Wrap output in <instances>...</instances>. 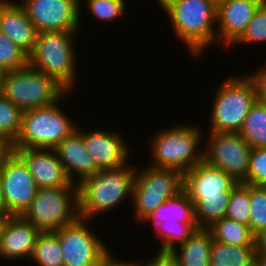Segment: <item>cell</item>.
I'll return each mask as SVG.
<instances>
[{
  "label": "cell",
  "mask_w": 266,
  "mask_h": 266,
  "mask_svg": "<svg viewBox=\"0 0 266 266\" xmlns=\"http://www.w3.org/2000/svg\"><path fill=\"white\" fill-rule=\"evenodd\" d=\"M167 13L176 38L199 58L217 42V0H157ZM195 56V57H194Z\"/></svg>",
  "instance_id": "6da1fadb"
},
{
  "label": "cell",
  "mask_w": 266,
  "mask_h": 266,
  "mask_svg": "<svg viewBox=\"0 0 266 266\" xmlns=\"http://www.w3.org/2000/svg\"><path fill=\"white\" fill-rule=\"evenodd\" d=\"M136 169L127 164L114 170H99L82 180L78 184L79 216L91 221L132 198Z\"/></svg>",
  "instance_id": "7a4b0ae2"
},
{
  "label": "cell",
  "mask_w": 266,
  "mask_h": 266,
  "mask_svg": "<svg viewBox=\"0 0 266 266\" xmlns=\"http://www.w3.org/2000/svg\"><path fill=\"white\" fill-rule=\"evenodd\" d=\"M78 31L38 33L28 64L55 79L68 92L75 91L78 81L74 38Z\"/></svg>",
  "instance_id": "3957f363"
},
{
  "label": "cell",
  "mask_w": 266,
  "mask_h": 266,
  "mask_svg": "<svg viewBox=\"0 0 266 266\" xmlns=\"http://www.w3.org/2000/svg\"><path fill=\"white\" fill-rule=\"evenodd\" d=\"M156 132L149 142L154 160L151 166L174 169L184 174L203 160V149L200 148L203 133L199 126L176 124Z\"/></svg>",
  "instance_id": "277c9868"
},
{
  "label": "cell",
  "mask_w": 266,
  "mask_h": 266,
  "mask_svg": "<svg viewBox=\"0 0 266 266\" xmlns=\"http://www.w3.org/2000/svg\"><path fill=\"white\" fill-rule=\"evenodd\" d=\"M70 93L67 92L52 105L23 112L21 130L12 148L54 149L70 136L77 129V124L59 107V102L69 97Z\"/></svg>",
  "instance_id": "5b68a950"
},
{
  "label": "cell",
  "mask_w": 266,
  "mask_h": 266,
  "mask_svg": "<svg viewBox=\"0 0 266 266\" xmlns=\"http://www.w3.org/2000/svg\"><path fill=\"white\" fill-rule=\"evenodd\" d=\"M216 90L212 100L209 132L239 133L252 105L257 100L254 81L249 75L231 76Z\"/></svg>",
  "instance_id": "8992f818"
},
{
  "label": "cell",
  "mask_w": 266,
  "mask_h": 266,
  "mask_svg": "<svg viewBox=\"0 0 266 266\" xmlns=\"http://www.w3.org/2000/svg\"><path fill=\"white\" fill-rule=\"evenodd\" d=\"M68 91L29 64L5 72L2 94L23 112L56 103Z\"/></svg>",
  "instance_id": "52a82bcc"
},
{
  "label": "cell",
  "mask_w": 266,
  "mask_h": 266,
  "mask_svg": "<svg viewBox=\"0 0 266 266\" xmlns=\"http://www.w3.org/2000/svg\"><path fill=\"white\" fill-rule=\"evenodd\" d=\"M21 216L40 232H55L73 223L80 217L78 184L39 188Z\"/></svg>",
  "instance_id": "ba28073f"
},
{
  "label": "cell",
  "mask_w": 266,
  "mask_h": 266,
  "mask_svg": "<svg viewBox=\"0 0 266 266\" xmlns=\"http://www.w3.org/2000/svg\"><path fill=\"white\" fill-rule=\"evenodd\" d=\"M149 223L161 241L158 252H171L199 229L194 204L182 190L166 200L143 223Z\"/></svg>",
  "instance_id": "9c48e42d"
},
{
  "label": "cell",
  "mask_w": 266,
  "mask_h": 266,
  "mask_svg": "<svg viewBox=\"0 0 266 266\" xmlns=\"http://www.w3.org/2000/svg\"><path fill=\"white\" fill-rule=\"evenodd\" d=\"M182 190L183 174L178 170L151 165L139 173L136 170L130 199L135 206L132 208L134 218L138 223H143L166 200Z\"/></svg>",
  "instance_id": "30bf717a"
},
{
  "label": "cell",
  "mask_w": 266,
  "mask_h": 266,
  "mask_svg": "<svg viewBox=\"0 0 266 266\" xmlns=\"http://www.w3.org/2000/svg\"><path fill=\"white\" fill-rule=\"evenodd\" d=\"M0 179L7 213L22 215L39 188L24 161L13 150L5 151L0 157Z\"/></svg>",
  "instance_id": "8fae6325"
},
{
  "label": "cell",
  "mask_w": 266,
  "mask_h": 266,
  "mask_svg": "<svg viewBox=\"0 0 266 266\" xmlns=\"http://www.w3.org/2000/svg\"><path fill=\"white\" fill-rule=\"evenodd\" d=\"M203 160L218 167L239 183L247 178L252 147L239 133L209 132Z\"/></svg>",
  "instance_id": "7c38bea8"
},
{
  "label": "cell",
  "mask_w": 266,
  "mask_h": 266,
  "mask_svg": "<svg viewBox=\"0 0 266 266\" xmlns=\"http://www.w3.org/2000/svg\"><path fill=\"white\" fill-rule=\"evenodd\" d=\"M89 220L79 217L71 224L55 231L61 246L63 266H95L109 249L87 225Z\"/></svg>",
  "instance_id": "4fadbf2b"
},
{
  "label": "cell",
  "mask_w": 266,
  "mask_h": 266,
  "mask_svg": "<svg viewBox=\"0 0 266 266\" xmlns=\"http://www.w3.org/2000/svg\"><path fill=\"white\" fill-rule=\"evenodd\" d=\"M19 3L38 33L81 28L80 0H19Z\"/></svg>",
  "instance_id": "5bb4252c"
},
{
  "label": "cell",
  "mask_w": 266,
  "mask_h": 266,
  "mask_svg": "<svg viewBox=\"0 0 266 266\" xmlns=\"http://www.w3.org/2000/svg\"><path fill=\"white\" fill-rule=\"evenodd\" d=\"M85 131L82 130L83 142L98 170H114L128 164L131 149L122 134L115 130Z\"/></svg>",
  "instance_id": "9a60e30c"
},
{
  "label": "cell",
  "mask_w": 266,
  "mask_h": 266,
  "mask_svg": "<svg viewBox=\"0 0 266 266\" xmlns=\"http://www.w3.org/2000/svg\"><path fill=\"white\" fill-rule=\"evenodd\" d=\"M264 1L217 0V43L233 47Z\"/></svg>",
  "instance_id": "2e32d148"
},
{
  "label": "cell",
  "mask_w": 266,
  "mask_h": 266,
  "mask_svg": "<svg viewBox=\"0 0 266 266\" xmlns=\"http://www.w3.org/2000/svg\"><path fill=\"white\" fill-rule=\"evenodd\" d=\"M26 164L38 188L71 186L62 163L53 149L12 148Z\"/></svg>",
  "instance_id": "e0dca14e"
},
{
  "label": "cell",
  "mask_w": 266,
  "mask_h": 266,
  "mask_svg": "<svg viewBox=\"0 0 266 266\" xmlns=\"http://www.w3.org/2000/svg\"><path fill=\"white\" fill-rule=\"evenodd\" d=\"M40 233L21 215L8 216L0 236V257L10 261L29 260Z\"/></svg>",
  "instance_id": "ac0fdd59"
},
{
  "label": "cell",
  "mask_w": 266,
  "mask_h": 266,
  "mask_svg": "<svg viewBox=\"0 0 266 266\" xmlns=\"http://www.w3.org/2000/svg\"><path fill=\"white\" fill-rule=\"evenodd\" d=\"M238 183L204 160L183 174V190L188 196H223V192H232Z\"/></svg>",
  "instance_id": "d6986e66"
},
{
  "label": "cell",
  "mask_w": 266,
  "mask_h": 266,
  "mask_svg": "<svg viewBox=\"0 0 266 266\" xmlns=\"http://www.w3.org/2000/svg\"><path fill=\"white\" fill-rule=\"evenodd\" d=\"M53 150L72 183L79 184L85 178L99 171L92 156L86 150L82 138V129L78 125L77 129L70 136L63 139ZM75 176L78 177V180Z\"/></svg>",
  "instance_id": "ffe728a7"
},
{
  "label": "cell",
  "mask_w": 266,
  "mask_h": 266,
  "mask_svg": "<svg viewBox=\"0 0 266 266\" xmlns=\"http://www.w3.org/2000/svg\"><path fill=\"white\" fill-rule=\"evenodd\" d=\"M0 31L28 55L32 52L38 31L19 2L0 0Z\"/></svg>",
  "instance_id": "44dd1931"
},
{
  "label": "cell",
  "mask_w": 266,
  "mask_h": 266,
  "mask_svg": "<svg viewBox=\"0 0 266 266\" xmlns=\"http://www.w3.org/2000/svg\"><path fill=\"white\" fill-rule=\"evenodd\" d=\"M212 243L213 237L210 231L199 228L170 253L177 260L178 266H210Z\"/></svg>",
  "instance_id": "7402d4cb"
},
{
  "label": "cell",
  "mask_w": 266,
  "mask_h": 266,
  "mask_svg": "<svg viewBox=\"0 0 266 266\" xmlns=\"http://www.w3.org/2000/svg\"><path fill=\"white\" fill-rule=\"evenodd\" d=\"M230 196L231 192H223V196H188L194 204L198 227L207 229L225 217Z\"/></svg>",
  "instance_id": "603a6c76"
},
{
  "label": "cell",
  "mask_w": 266,
  "mask_h": 266,
  "mask_svg": "<svg viewBox=\"0 0 266 266\" xmlns=\"http://www.w3.org/2000/svg\"><path fill=\"white\" fill-rule=\"evenodd\" d=\"M254 245H230L214 241L209 257L210 266H250L255 261Z\"/></svg>",
  "instance_id": "cb8c5ba5"
},
{
  "label": "cell",
  "mask_w": 266,
  "mask_h": 266,
  "mask_svg": "<svg viewBox=\"0 0 266 266\" xmlns=\"http://www.w3.org/2000/svg\"><path fill=\"white\" fill-rule=\"evenodd\" d=\"M239 134L252 148H266V103L256 100Z\"/></svg>",
  "instance_id": "d4e9b609"
},
{
  "label": "cell",
  "mask_w": 266,
  "mask_h": 266,
  "mask_svg": "<svg viewBox=\"0 0 266 266\" xmlns=\"http://www.w3.org/2000/svg\"><path fill=\"white\" fill-rule=\"evenodd\" d=\"M213 240L230 245H254V234L248 225L223 217L207 228Z\"/></svg>",
  "instance_id": "484cf974"
},
{
  "label": "cell",
  "mask_w": 266,
  "mask_h": 266,
  "mask_svg": "<svg viewBox=\"0 0 266 266\" xmlns=\"http://www.w3.org/2000/svg\"><path fill=\"white\" fill-rule=\"evenodd\" d=\"M38 266H63L60 241L55 232H41L30 259Z\"/></svg>",
  "instance_id": "4316f807"
},
{
  "label": "cell",
  "mask_w": 266,
  "mask_h": 266,
  "mask_svg": "<svg viewBox=\"0 0 266 266\" xmlns=\"http://www.w3.org/2000/svg\"><path fill=\"white\" fill-rule=\"evenodd\" d=\"M86 3V12L91 14L93 18L98 19L100 22H112L113 20L120 19L127 8L125 0H84ZM80 0V20L82 21L81 11L83 5ZM82 5V6H81Z\"/></svg>",
  "instance_id": "83f0119b"
},
{
  "label": "cell",
  "mask_w": 266,
  "mask_h": 266,
  "mask_svg": "<svg viewBox=\"0 0 266 266\" xmlns=\"http://www.w3.org/2000/svg\"><path fill=\"white\" fill-rule=\"evenodd\" d=\"M23 111L0 95V132L13 144L21 130Z\"/></svg>",
  "instance_id": "f1b7e54d"
},
{
  "label": "cell",
  "mask_w": 266,
  "mask_h": 266,
  "mask_svg": "<svg viewBox=\"0 0 266 266\" xmlns=\"http://www.w3.org/2000/svg\"><path fill=\"white\" fill-rule=\"evenodd\" d=\"M225 217L249 226V184L238 183L232 190Z\"/></svg>",
  "instance_id": "f546056e"
},
{
  "label": "cell",
  "mask_w": 266,
  "mask_h": 266,
  "mask_svg": "<svg viewBox=\"0 0 266 266\" xmlns=\"http://www.w3.org/2000/svg\"><path fill=\"white\" fill-rule=\"evenodd\" d=\"M28 65V54L0 31V69L13 71Z\"/></svg>",
  "instance_id": "4dcf8cb0"
},
{
  "label": "cell",
  "mask_w": 266,
  "mask_h": 266,
  "mask_svg": "<svg viewBox=\"0 0 266 266\" xmlns=\"http://www.w3.org/2000/svg\"><path fill=\"white\" fill-rule=\"evenodd\" d=\"M249 227L255 235L266 227V186L249 184Z\"/></svg>",
  "instance_id": "1f68e13d"
},
{
  "label": "cell",
  "mask_w": 266,
  "mask_h": 266,
  "mask_svg": "<svg viewBox=\"0 0 266 266\" xmlns=\"http://www.w3.org/2000/svg\"><path fill=\"white\" fill-rule=\"evenodd\" d=\"M266 43V0L256 10L253 18L248 23L245 32L233 44Z\"/></svg>",
  "instance_id": "d6a6232c"
},
{
  "label": "cell",
  "mask_w": 266,
  "mask_h": 266,
  "mask_svg": "<svg viewBox=\"0 0 266 266\" xmlns=\"http://www.w3.org/2000/svg\"><path fill=\"white\" fill-rule=\"evenodd\" d=\"M243 183L266 186V148H252L247 178Z\"/></svg>",
  "instance_id": "836d02e7"
},
{
  "label": "cell",
  "mask_w": 266,
  "mask_h": 266,
  "mask_svg": "<svg viewBox=\"0 0 266 266\" xmlns=\"http://www.w3.org/2000/svg\"><path fill=\"white\" fill-rule=\"evenodd\" d=\"M258 70L249 76L256 86L257 100L266 103V67Z\"/></svg>",
  "instance_id": "e575fe53"
},
{
  "label": "cell",
  "mask_w": 266,
  "mask_h": 266,
  "mask_svg": "<svg viewBox=\"0 0 266 266\" xmlns=\"http://www.w3.org/2000/svg\"><path fill=\"white\" fill-rule=\"evenodd\" d=\"M145 264V265H144ZM144 266H178L177 260L170 252H157V254L151 258L150 261L142 263ZM138 261L134 263V266H142Z\"/></svg>",
  "instance_id": "d590c367"
},
{
  "label": "cell",
  "mask_w": 266,
  "mask_h": 266,
  "mask_svg": "<svg viewBox=\"0 0 266 266\" xmlns=\"http://www.w3.org/2000/svg\"><path fill=\"white\" fill-rule=\"evenodd\" d=\"M111 249H108L98 260L95 266H134V261H123L119 260L117 255L112 254Z\"/></svg>",
  "instance_id": "8d00e7d4"
},
{
  "label": "cell",
  "mask_w": 266,
  "mask_h": 266,
  "mask_svg": "<svg viewBox=\"0 0 266 266\" xmlns=\"http://www.w3.org/2000/svg\"><path fill=\"white\" fill-rule=\"evenodd\" d=\"M255 253H266V227L254 235Z\"/></svg>",
  "instance_id": "74e56055"
},
{
  "label": "cell",
  "mask_w": 266,
  "mask_h": 266,
  "mask_svg": "<svg viewBox=\"0 0 266 266\" xmlns=\"http://www.w3.org/2000/svg\"><path fill=\"white\" fill-rule=\"evenodd\" d=\"M0 148L5 151L12 149V143L0 132Z\"/></svg>",
  "instance_id": "f35d334b"
},
{
  "label": "cell",
  "mask_w": 266,
  "mask_h": 266,
  "mask_svg": "<svg viewBox=\"0 0 266 266\" xmlns=\"http://www.w3.org/2000/svg\"><path fill=\"white\" fill-rule=\"evenodd\" d=\"M255 261L259 266H266V253H255Z\"/></svg>",
  "instance_id": "ab89813d"
},
{
  "label": "cell",
  "mask_w": 266,
  "mask_h": 266,
  "mask_svg": "<svg viewBox=\"0 0 266 266\" xmlns=\"http://www.w3.org/2000/svg\"><path fill=\"white\" fill-rule=\"evenodd\" d=\"M0 214H8L4 204L1 179H0Z\"/></svg>",
  "instance_id": "60d3db41"
},
{
  "label": "cell",
  "mask_w": 266,
  "mask_h": 266,
  "mask_svg": "<svg viewBox=\"0 0 266 266\" xmlns=\"http://www.w3.org/2000/svg\"><path fill=\"white\" fill-rule=\"evenodd\" d=\"M10 216L9 214H0V236H1V233H2V229H3V226H4V223L7 219V217Z\"/></svg>",
  "instance_id": "b9f144b4"
},
{
  "label": "cell",
  "mask_w": 266,
  "mask_h": 266,
  "mask_svg": "<svg viewBox=\"0 0 266 266\" xmlns=\"http://www.w3.org/2000/svg\"><path fill=\"white\" fill-rule=\"evenodd\" d=\"M4 75H5V71L0 69V95L2 94V90H3Z\"/></svg>",
  "instance_id": "7bdbcfd3"
},
{
  "label": "cell",
  "mask_w": 266,
  "mask_h": 266,
  "mask_svg": "<svg viewBox=\"0 0 266 266\" xmlns=\"http://www.w3.org/2000/svg\"><path fill=\"white\" fill-rule=\"evenodd\" d=\"M250 266H259L256 261H254Z\"/></svg>",
  "instance_id": "ee69618b"
},
{
  "label": "cell",
  "mask_w": 266,
  "mask_h": 266,
  "mask_svg": "<svg viewBox=\"0 0 266 266\" xmlns=\"http://www.w3.org/2000/svg\"><path fill=\"white\" fill-rule=\"evenodd\" d=\"M3 153L4 151L0 148V157L2 156Z\"/></svg>",
  "instance_id": "f6af8a7d"
}]
</instances>
